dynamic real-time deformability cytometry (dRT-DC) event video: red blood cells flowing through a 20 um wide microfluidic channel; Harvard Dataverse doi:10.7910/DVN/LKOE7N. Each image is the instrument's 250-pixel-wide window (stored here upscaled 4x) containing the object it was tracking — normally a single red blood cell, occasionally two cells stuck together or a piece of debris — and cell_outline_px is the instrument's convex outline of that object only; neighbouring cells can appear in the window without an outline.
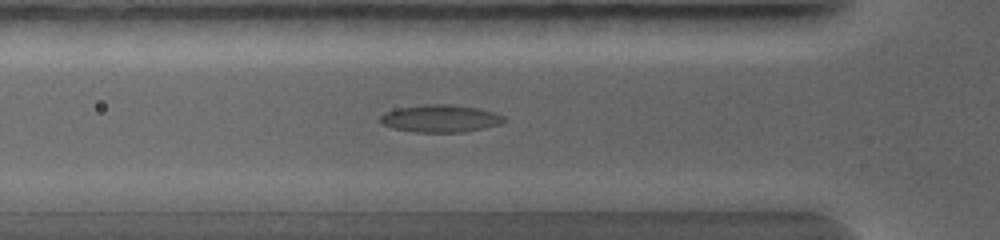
{"species": "common noctule bat (a hibernating species)", "species_latin": "Nyctalus noctula", "temperature_condition": "warm", "stored_images_in_passage": 2, "camera_frame_rate_fps": 5000, "um_per_image_px": 0.085, "animal": {"sex": "female", "body_mass_g": 19.0, "forearm_length_mm": 56.7}, "frame": {"image": 1, "passage_image": 2, "time_ms": 0.4, "image_size_px": [1000, 240], "cell_outline_px": [[508, 120], [500, 124], [484, 128], [464, 132], [416, 132], [392, 128], [380, 124], [380, 116], [384, 112], [396, 108], [424, 104], [452, 104], [476, 108], [492, 112], [504, 116]], "centroid_in_image_um": [37.4, 10.07], "position_along_channel_um": 88.4, "area_um2": 19.94}}